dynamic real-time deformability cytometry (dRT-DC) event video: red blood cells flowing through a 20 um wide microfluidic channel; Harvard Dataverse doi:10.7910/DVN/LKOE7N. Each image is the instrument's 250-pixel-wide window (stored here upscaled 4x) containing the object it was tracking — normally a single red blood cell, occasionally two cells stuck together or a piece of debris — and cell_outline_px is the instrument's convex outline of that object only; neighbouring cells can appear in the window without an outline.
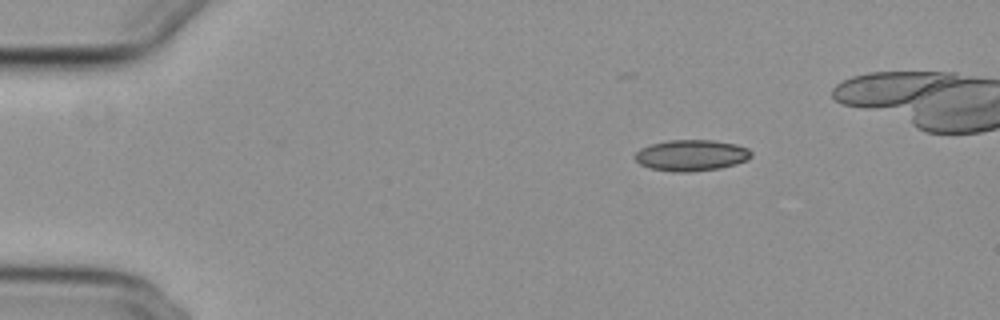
{"species": "common noctule bat (a hibernating species)", "species_latin": "Nyctalus noctula", "temperature_condition": "cold", "stored_images_in_passage": 43, "camera_frame_rate_fps": 3000, "um_per_image_px": 0.085, "animal": {"sex": "female", "body_mass_g": 29.2, "forearm_length_mm": 56.3}, "frame": {"image": 1, "passage_image": 2, "time_ms": 0.333, "image_size_px": [1000, 320], "cell_outline_px": [[752, 156], [748, 160], [736, 164], [720, 168], [688, 172], [672, 172], [648, 168], [640, 164], [632, 156], [640, 148], [652, 144], [668, 140], [712, 140], [736, 144], [748, 148], [752, 152]], "centroid_in_image_um": [58.75, 13.21], "position_along_channel_um": 26.2, "area_um2": 21.33}}
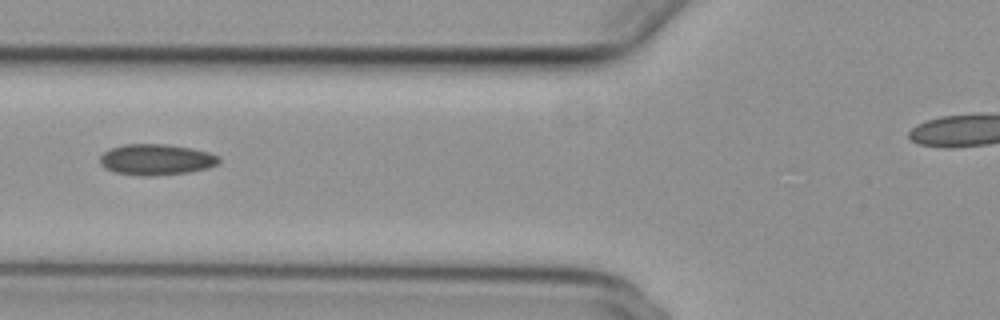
{"frame": {"image": 2, "passage_image": 15, "time_ms": 4.667, "image_size_px": [1000, 320], "cell_outline_px": [[220, 160], [216, 164], [208, 168], [188, 172], [152, 176], [140, 176], [112, 172], [104, 168], [100, 164], [100, 156], [104, 152], [112, 148], [124, 144], [164, 144], [192, 148], [208, 152], [216, 156]], "centroid_in_image_um": [13.23, 13.57], "position_along_channel_um": 112.6, "area_um2": 21.44}}
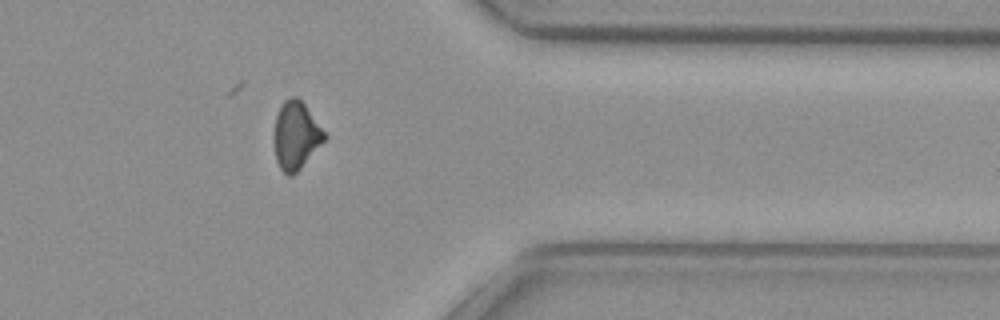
{"frame": {"image": 3, "passage_image": 38, "time_ms": 12.333, "image_size_px": [1000, 320], "cell_outline_px": [[328, 136], [300, 168], [292, 176], [288, 176], [280, 168], [276, 160], [272, 140], [272, 136], [276, 116], [284, 100], [292, 96], [296, 96], [304, 104]], "centroid_in_image_um": [25.11, 11.52], "position_along_channel_um": 386.3, "area_um2": 19.88}}